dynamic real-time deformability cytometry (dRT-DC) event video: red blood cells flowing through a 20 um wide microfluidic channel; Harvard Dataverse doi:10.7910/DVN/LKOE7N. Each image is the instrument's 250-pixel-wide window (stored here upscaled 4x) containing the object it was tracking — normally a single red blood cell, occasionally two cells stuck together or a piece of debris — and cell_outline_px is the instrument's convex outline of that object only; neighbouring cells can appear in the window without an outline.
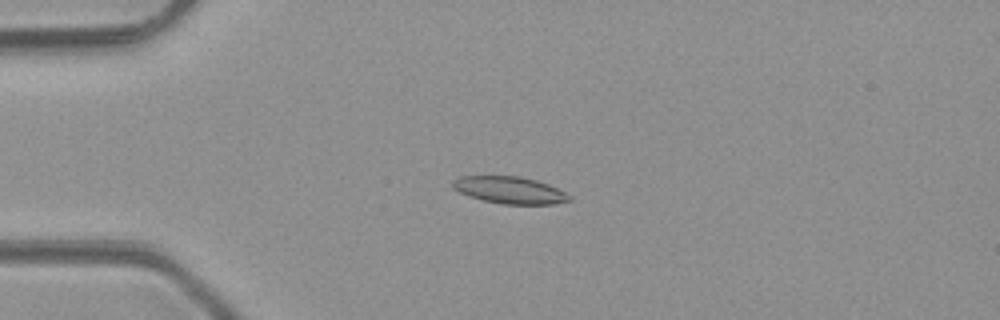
{"species": "common noctule bat (a hibernating species)", "species_latin": "Nyctalus noctula", "temperature_condition": "room temperature", "stored_images_in_passage": 4, "camera_frame_rate_fps": 3000, "um_per_image_px": 0.085, "animal": {"sex": "male", "body_mass_g": 23.1, "forearm_length_mm": 52.7}, "frame": {"image": 1, "passage_image": 2, "time_ms": 1.333, "image_size_px": [1000, 320], "cell_outline_px": [[572, 200], [552, 204], [500, 204], [468, 196], [452, 188], [452, 180], [460, 176], [520, 176], [536, 180], [548, 184], [572, 196]], "centroid_in_image_um": [43.31, 16.15], "position_along_channel_um": 41.7, "area_um2": 18.38}}
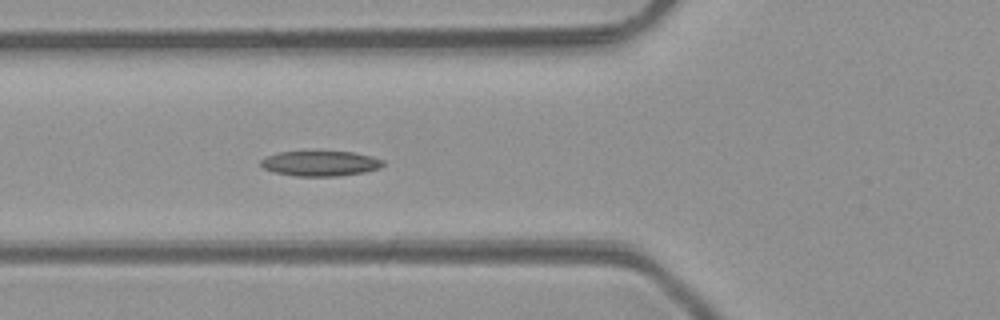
{"frame": {"image": 2, "passage_image": 4, "time_ms": 3.333, "image_size_px": [1000, 320], "cell_outline_px": [[384, 164], [380, 168], [364, 172], [340, 176], [296, 176], [276, 172], [264, 168], [260, 164], [260, 160], [264, 156], [280, 152], [352, 152], [372, 156], [384, 160]], "centroid_in_image_um": [27.24, 13.89], "position_along_channel_um": 98.6, "area_um2": 17.86}}